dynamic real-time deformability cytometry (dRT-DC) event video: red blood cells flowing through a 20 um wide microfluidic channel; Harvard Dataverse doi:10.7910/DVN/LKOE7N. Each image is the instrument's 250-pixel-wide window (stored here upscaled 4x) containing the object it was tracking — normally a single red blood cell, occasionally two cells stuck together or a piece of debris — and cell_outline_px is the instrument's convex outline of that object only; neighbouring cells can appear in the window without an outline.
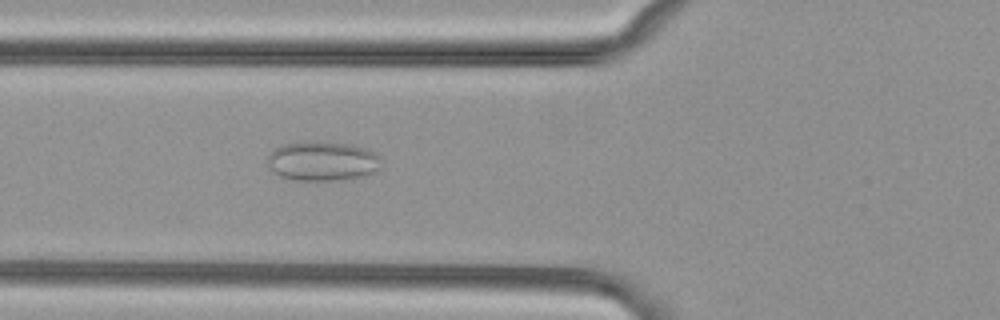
{"species": "common noctule bat (a hibernating species)", "species_latin": "Nyctalus noctula", "temperature_condition": "cold", "stored_images_in_passage": 23, "camera_frame_rate_fps": 3000, "um_per_image_px": 0.085, "animal": {"sex": "female", "body_mass_g": 29.2, "forearm_length_mm": 56.3}, "frame": {"image": 1, "passage_image": 19, "time_ms": 6.0, "image_size_px": [1000, 320], "cell_outline_px": [[380, 168], [376, 172], [364, 176], [332, 180], [296, 180], [280, 176], [272, 172], [268, 164], [268, 152], [280, 144], [304, 140], [324, 140], [352, 144], [368, 148], [376, 152], [380, 160]], "centroid_in_image_um": [27.39, 13.64], "position_along_channel_um": 98.4, "area_um2": 26.99}}